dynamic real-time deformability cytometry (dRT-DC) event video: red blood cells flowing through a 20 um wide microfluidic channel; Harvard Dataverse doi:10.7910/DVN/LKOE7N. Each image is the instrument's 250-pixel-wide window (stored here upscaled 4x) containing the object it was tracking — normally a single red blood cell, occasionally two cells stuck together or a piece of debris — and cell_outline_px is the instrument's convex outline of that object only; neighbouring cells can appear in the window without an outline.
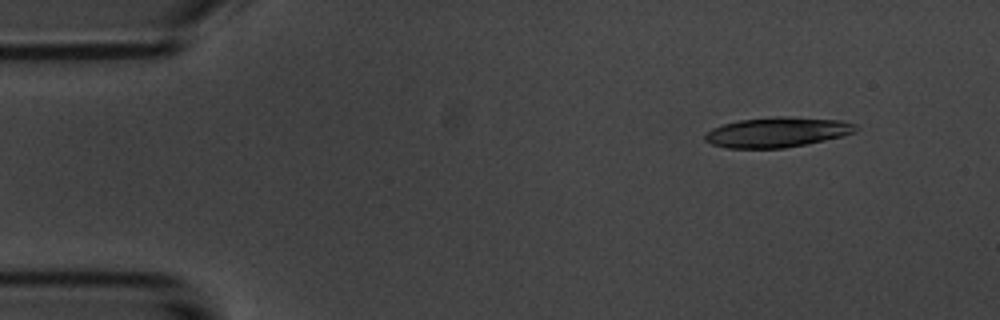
{"species": "common noctule bat (a hibernating species)", "species_latin": "Nyctalus noctula", "temperature_condition": "room temperature", "stored_images_in_passage": 5, "segment_of_instrument_passage": [1, 2], "camera_frame_rate_fps": 3000, "um_per_image_px": 0.085, "animal": {"sex": "male", "body_mass_g": 20.1, "forearm_length_mm": 53.5}, "frame": {"image": 1, "passage_image": 2, "time_ms": 1.333, "image_size_px": [1000, 320], "cell_outline_px": [[860, 128], [856, 132], [844, 136], [784, 148], [728, 148], [712, 144], [704, 140], [704, 136], [712, 128], [724, 124], [740, 120], [776, 116], [784, 116], [840, 120], [856, 124]], "centroid_in_image_um": [66.1, 11.23], "position_along_channel_um": 18.9, "area_um2": 26.36}}